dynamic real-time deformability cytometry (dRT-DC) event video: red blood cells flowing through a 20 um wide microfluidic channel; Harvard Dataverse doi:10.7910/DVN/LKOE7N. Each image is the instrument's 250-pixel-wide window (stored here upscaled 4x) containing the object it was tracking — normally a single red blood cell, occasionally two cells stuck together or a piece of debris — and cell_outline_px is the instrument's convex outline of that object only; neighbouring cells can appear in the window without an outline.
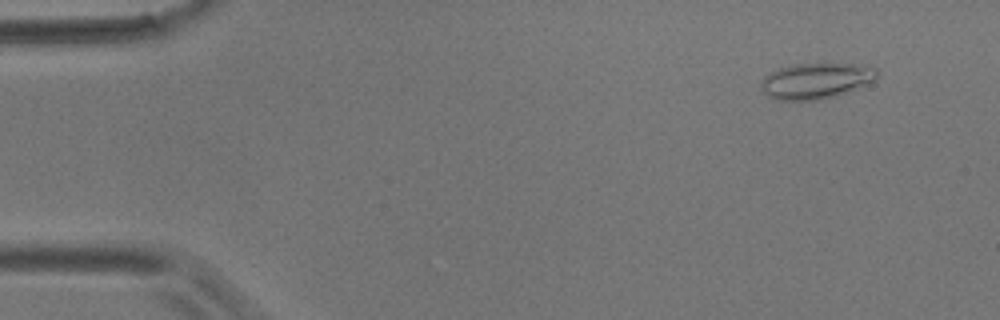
{"species": "common noctule bat (a hibernating species)", "species_latin": "Nyctalus noctula", "temperature_condition": "room temperature", "stored_images_in_passage": 6, "camera_frame_rate_fps": 3000, "um_per_image_px": 0.085, "animal": {"sex": "male", "body_mass_g": 17.9}, "frame": {"image": 1, "passage_image": 2, "time_ms": 1.333, "image_size_px": [1000, 320], "cell_outline_px": [[876, 80], [836, 96], [820, 100], [780, 100], [768, 96], [760, 88], [760, 80], [764, 76], [780, 68], [792, 64], [852, 64], [876, 68]], "centroid_in_image_um": [69.31, 6.88], "position_along_channel_um": 15.7, "area_um2": 23.99}}
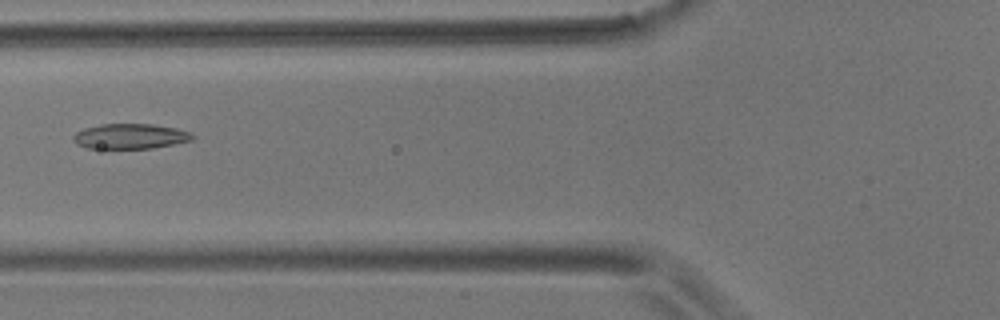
{"frame": {"image": 2, "passage_image": 6, "time_ms": 7.0, "image_size_px": [1000, 320], "cell_outline_px": [[196, 136], [192, 140], [152, 148], [88, 148], [76, 144], [72, 140], [72, 136], [76, 132], [84, 128], [100, 124], [152, 124], [176, 128], [192, 132]], "centroid_in_image_um": [11.06, 11.58], "position_along_channel_um": 114.7, "area_um2": 17.51}}